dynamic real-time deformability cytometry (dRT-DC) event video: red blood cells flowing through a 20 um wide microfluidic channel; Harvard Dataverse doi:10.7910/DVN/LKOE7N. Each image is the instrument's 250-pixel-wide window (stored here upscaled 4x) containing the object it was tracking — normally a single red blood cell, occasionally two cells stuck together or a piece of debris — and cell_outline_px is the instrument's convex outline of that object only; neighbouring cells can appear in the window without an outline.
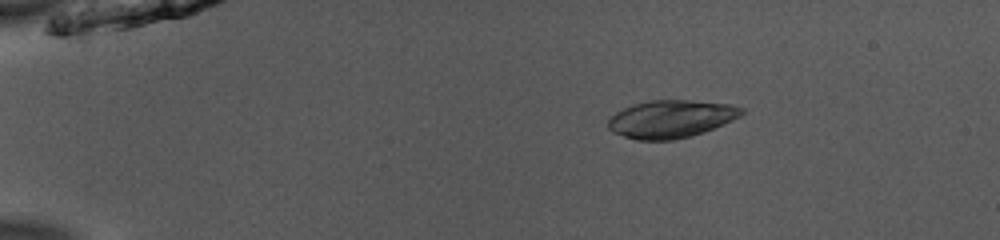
{"species": "common noctule bat (a hibernating species)", "species_latin": "Nyctalus noctula", "temperature_condition": "room temperature", "stored_images_in_passage": 52, "camera_frame_rate_fps": 3000, "um_per_image_px": 0.085, "animal": {"sex": "male", "body_mass_g": 13.0, "forearm_length_mm": 53.1}, "frame": {"image": 1, "passage_image": 10, "time_ms": 3.0, "image_size_px": [1000, 240], "cell_outline_px": [[744, 112], [740, 116], [724, 124], [704, 132], [692, 136], [672, 140], [636, 140], [612, 132], [608, 128], [608, 120], [616, 112], [632, 104], [648, 100], [688, 100], [732, 104], [744, 108]], "centroid_in_image_um": [57.04, 10.11], "position_along_channel_um": 28.0, "area_um2": 29.48}}